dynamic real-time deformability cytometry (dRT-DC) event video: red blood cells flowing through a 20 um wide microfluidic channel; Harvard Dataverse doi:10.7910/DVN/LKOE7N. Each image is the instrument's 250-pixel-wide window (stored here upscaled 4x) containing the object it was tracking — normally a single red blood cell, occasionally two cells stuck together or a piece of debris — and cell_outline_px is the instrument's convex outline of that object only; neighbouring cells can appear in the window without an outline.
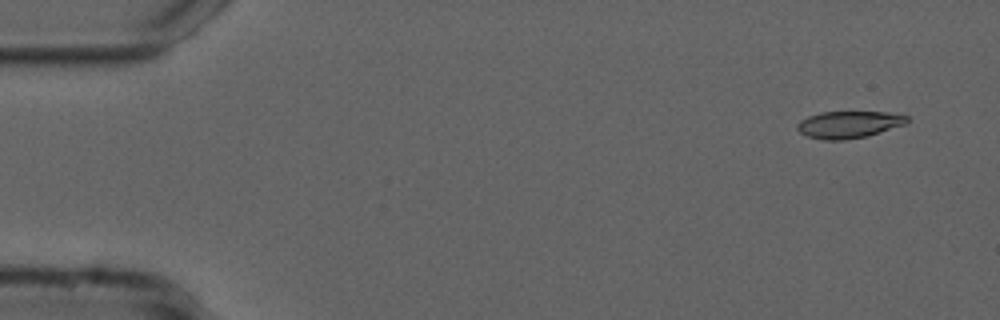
{"species": "common noctule bat (a hibernating species)", "species_latin": "Nyctalus noctula", "temperature_condition": "cold", "stored_images_in_passage": 25, "camera_frame_rate_fps": 3000, "um_per_image_px": 0.085, "animal": {"sex": "male", "forearm_length_mm": 52.5}, "frame": {"image": 1, "passage_image": 2, "time_ms": 0.333, "image_size_px": [1000, 320], "cell_outline_px": [[908, 124], [868, 136], [844, 140], [824, 140], [808, 136], [800, 132], [796, 128], [796, 124], [800, 120], [808, 116], [820, 112], [888, 112], [908, 116]], "centroid_in_image_um": [72.17, 10.58], "position_along_channel_um": 12.8, "area_um2": 17.46}}
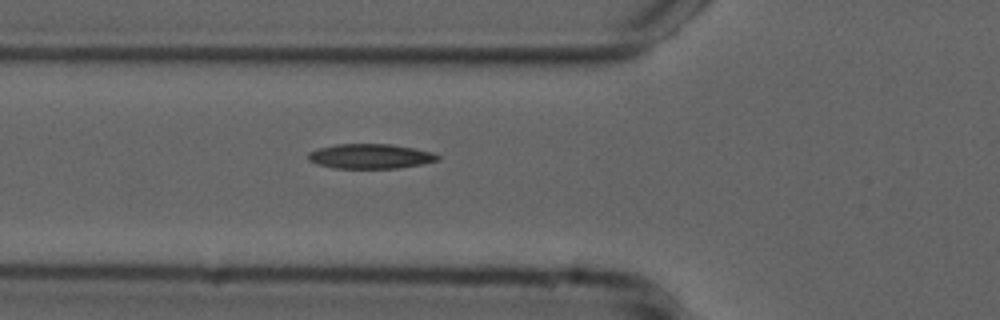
{"frame": {"image": 2, "passage_image": 18, "time_ms": 5.667, "image_size_px": [1000, 320], "cell_outline_px": [[440, 160], [424, 164], [400, 168], [332, 168], [316, 164], [308, 160], [308, 152], [320, 148], [336, 144], [392, 144], [416, 148], [432, 152], [440, 156]], "centroid_in_image_um": [31.51, 13.28], "position_along_channel_um": 94.3, "area_um2": 18.9}}
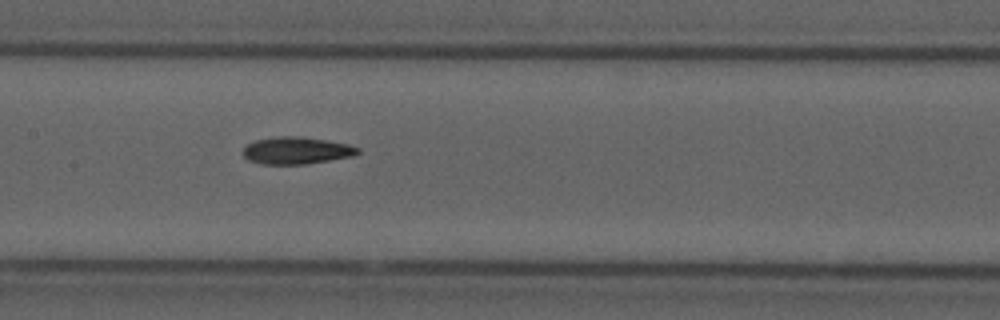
{"frame": {"image": 3, "passage_image": 25, "time_ms": 8.0, "image_size_px": [1000, 320], "cell_outline_px": [[360, 152], [352, 156], [304, 164], [264, 164], [248, 160], [244, 156], [244, 148], [248, 144], [256, 140], [280, 136], [300, 136], [348, 144], [360, 148]], "centroid_in_image_um": [25.21, 12.79], "position_along_channel_um": 182.2, "area_um2": 17.86}}